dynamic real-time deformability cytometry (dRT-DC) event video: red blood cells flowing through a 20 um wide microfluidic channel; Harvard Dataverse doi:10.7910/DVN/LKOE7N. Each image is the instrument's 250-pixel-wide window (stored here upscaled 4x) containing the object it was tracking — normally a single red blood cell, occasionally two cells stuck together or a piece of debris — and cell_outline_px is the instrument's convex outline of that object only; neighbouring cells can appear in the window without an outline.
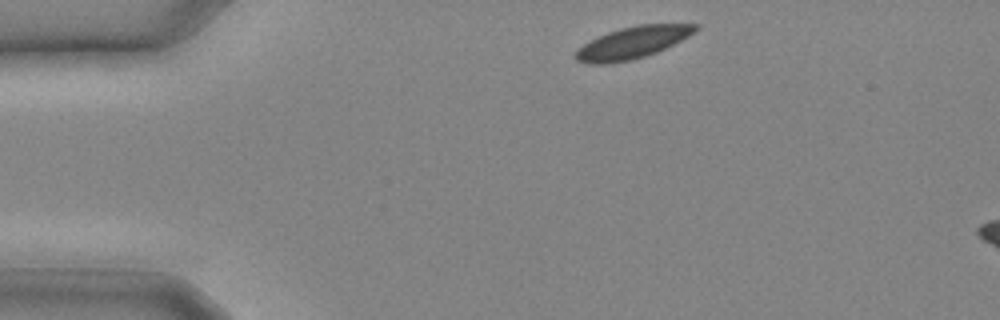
{"species": "common noctule bat (a hibernating species)", "species_latin": "Nyctalus noctula", "temperature_condition": "cold", "stored_images_in_passage": 4, "camera_frame_rate_fps": 3000, "um_per_image_px": 0.085, "animal": {"sex": "male", "body_mass_g": 20.4}, "frame": {"image": 1, "passage_image": 1, "time_ms": 0.0, "image_size_px": [1000, 320], "cell_outline_px": [[700, 24], [688, 36], [656, 52], [632, 60], [608, 64], [592, 64], [576, 60], [576, 52], [584, 44], [608, 32], [620, 28], [640, 24]], "centroid_in_image_um": [53.75, 3.63], "position_along_channel_um": 31.3, "area_um2": 21.68}}